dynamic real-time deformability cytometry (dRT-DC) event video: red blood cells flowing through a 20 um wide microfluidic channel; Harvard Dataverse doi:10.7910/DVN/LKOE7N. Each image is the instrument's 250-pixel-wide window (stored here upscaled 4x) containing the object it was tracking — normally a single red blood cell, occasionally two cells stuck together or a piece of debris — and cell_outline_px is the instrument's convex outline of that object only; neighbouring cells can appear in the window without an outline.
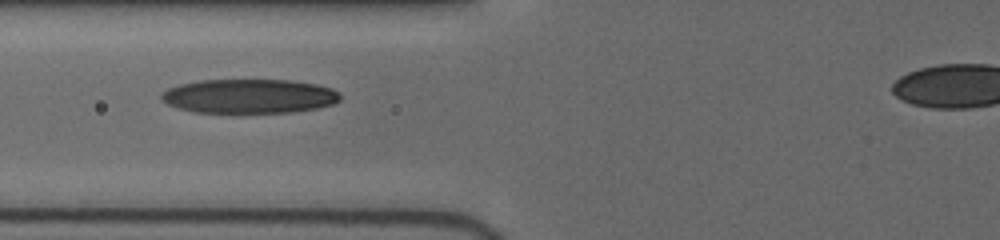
{"species": "human", "species_latin": "Homo sapiens", "temperature_condition": "cold", "stored_images_in_passage": 8, "camera_frame_rate_fps": 3000, "um_per_image_px": 0.085, "donor": {"sex": "female"}, "frame": {"image": 1, "passage_image": 4, "time_ms": 3.0, "image_size_px": [1000, 240], "cell_outline_px": [[340, 100], [332, 104], [316, 108], [292, 112], [240, 116], [232, 116], [196, 112], [176, 108], [160, 100], [160, 96], [168, 88], [180, 84], [200, 80], [292, 80], [316, 84], [332, 88], [340, 92]], "centroid_in_image_um": [21.15, 8.23], "position_along_channel_um": 104.6, "area_um2": 37.17}}
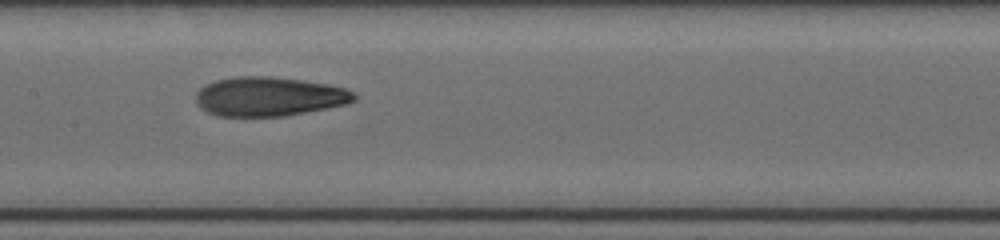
{"frame": {"image": 2, "passage_image": 6, "time_ms": 5.0, "image_size_px": [1000, 240], "cell_outline_px": [[356, 100], [348, 104], [284, 116], [220, 116], [208, 112], [200, 108], [196, 104], [196, 92], [200, 88], [216, 80], [236, 76], [272, 76], [328, 84], [344, 88], [352, 92], [356, 96]], "centroid_in_image_um": [22.86, 8.2], "position_along_channel_um": 184.5, "area_um2": 36.13}}
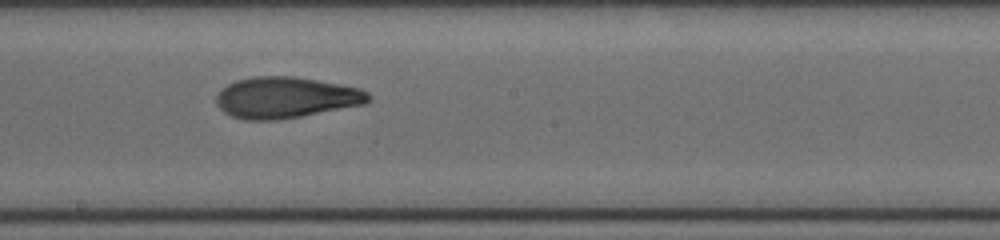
{"frame": {"image": 3, "passage_image": 7, "time_ms": 6.0, "image_size_px": [1000, 240], "cell_outline_px": [[372, 100], [364, 104], [300, 116], [276, 120], [244, 120], [232, 116], [224, 112], [216, 104], [216, 96], [228, 84], [236, 80], [252, 76], [296, 76], [360, 88], [368, 92], [372, 96]], "centroid_in_image_um": [24.3, 8.28], "position_along_channel_um": 223.9, "area_um2": 36.47}}